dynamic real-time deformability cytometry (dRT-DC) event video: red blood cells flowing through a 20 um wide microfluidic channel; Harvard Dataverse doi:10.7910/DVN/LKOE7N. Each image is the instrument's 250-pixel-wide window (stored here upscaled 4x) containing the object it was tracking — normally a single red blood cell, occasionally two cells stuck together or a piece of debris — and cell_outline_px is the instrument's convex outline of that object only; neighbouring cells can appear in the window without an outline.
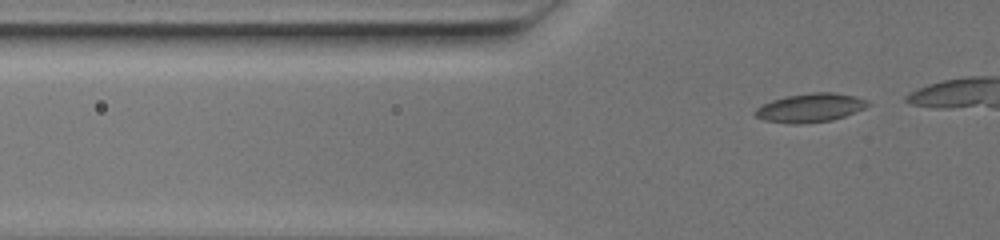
{"species": "common noctule bat (a hibernating species)", "species_latin": "Nyctalus noctula", "temperature_condition": "warm", "stored_images_in_passage": 22, "camera_frame_rate_fps": 3000, "um_per_image_px": 0.085, "animal": {"sex": "female", "body_mass_g": 19.5, "forearm_length_mm": 54.1}, "frame": {"image": 1, "passage_image": 12, "time_ms": 3.667, "image_size_px": [1000, 240], "cell_outline_px": [[872, 104], [864, 108], [844, 116], [832, 120], [800, 124], [796, 124], [764, 120], [756, 116], [752, 112], [756, 108], [772, 100], [788, 96], [812, 92], [832, 92], [856, 96], [868, 100]], "centroid_in_image_um": [68.89, 9.15], "position_along_channel_um": 56.9, "area_um2": 18.79}}
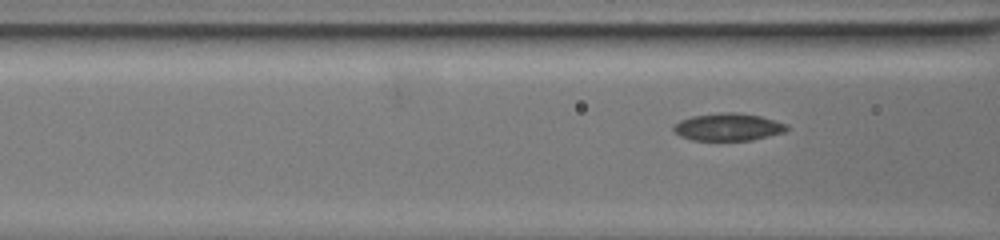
{"frame": {"image": 2, "passage_image": 19, "time_ms": 6.0, "image_size_px": [1000, 240], "cell_outline_px": [[788, 128], [784, 132], [752, 140], [692, 140], [680, 136], [672, 132], [672, 128], [680, 120], [692, 116], [720, 112], [740, 112], [760, 116], [788, 124]], "centroid_in_image_um": [61.87, 10.79], "position_along_channel_um": 104.7, "area_um2": 18.21}}